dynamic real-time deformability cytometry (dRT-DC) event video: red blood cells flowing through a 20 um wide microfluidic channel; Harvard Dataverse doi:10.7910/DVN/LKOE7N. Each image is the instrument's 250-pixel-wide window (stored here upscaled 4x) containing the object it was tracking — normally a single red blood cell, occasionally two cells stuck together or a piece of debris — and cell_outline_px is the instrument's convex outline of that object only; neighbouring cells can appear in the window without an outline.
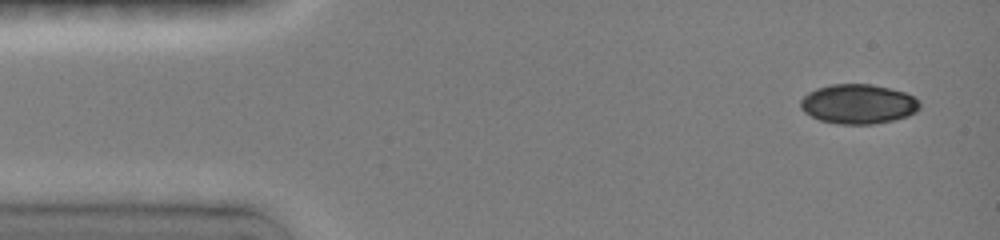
{"species": "common noctule bat (a hibernating species)", "species_latin": "Nyctalus noctula", "temperature_condition": "room temperature", "stored_images_in_passage": 10, "camera_frame_rate_fps": 3000, "um_per_image_px": 0.085, "animal": {"sex": "female", "body_mass_g": 19.0, "forearm_length_mm": 51.5}, "frame": {"image": 1, "passage_image": 1, "time_ms": 0.0, "image_size_px": [1000, 240], "cell_outline_px": [[920, 108], [916, 112], [908, 116], [892, 120], [872, 124], [840, 124], [820, 120], [804, 112], [800, 108], [800, 100], [808, 92], [816, 88], [832, 84], [872, 84], [904, 92], [920, 100]], "centroid_in_image_um": [72.95, 8.84], "position_along_channel_um": 12.1, "area_um2": 27.51}}
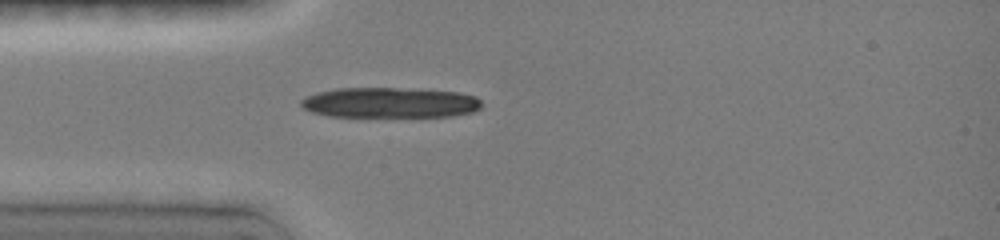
{"frame": {"image": 2, "passage_image": 6, "time_ms": 3.333, "image_size_px": [1000, 240], "cell_outline_px": [[480, 108], [472, 112], [452, 116], [328, 116], [312, 112], [304, 108], [300, 104], [300, 100], [304, 96], [320, 92], [340, 88], [396, 88], [460, 92], [476, 96], [480, 100]], "centroid_in_image_um": [33.13, 8.72], "position_along_channel_um": 51.9, "area_um2": 31.73}}